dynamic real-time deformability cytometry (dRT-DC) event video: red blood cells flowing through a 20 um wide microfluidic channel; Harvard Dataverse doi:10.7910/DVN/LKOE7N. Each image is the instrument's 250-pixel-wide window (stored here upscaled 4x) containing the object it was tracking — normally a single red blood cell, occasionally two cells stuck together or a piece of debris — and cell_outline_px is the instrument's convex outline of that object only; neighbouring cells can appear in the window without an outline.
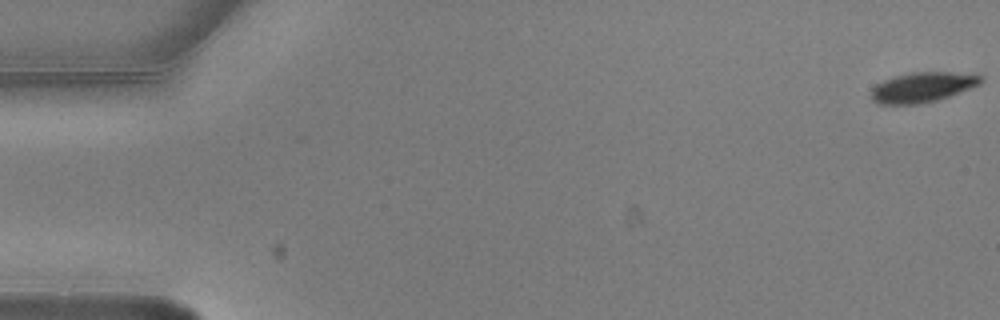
{"species": "common noctule bat (a hibernating species)", "species_latin": "Nyctalus noctula", "temperature_condition": "warm", "stored_images_in_passage": 5, "camera_frame_rate_fps": 3000, "um_per_image_px": 0.085, "animal": {"sex": "male", "body_mass_g": 20.5, "forearm_length_mm": 52.5}, "frame": {"image": 1, "passage_image": 1, "time_ms": 0.0, "image_size_px": [1000, 320], "cell_outline_px": [[984, 80], [980, 84], [948, 96], [936, 100], [916, 104], [880, 104], [872, 100], [872, 88], [876, 84], [892, 76], [908, 72], [952, 72], [984, 76]], "centroid_in_image_um": [78.39, 7.4], "position_along_channel_um": 6.6, "area_um2": 19.07}}
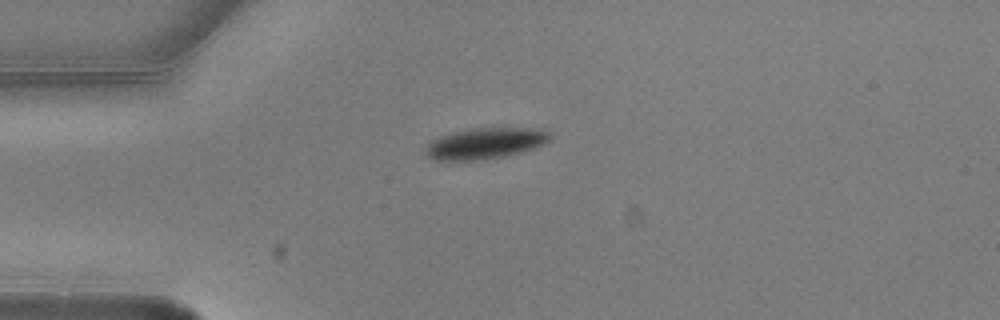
{"frame": {"image": 2, "passage_image": 5, "time_ms": 1.333, "image_size_px": [1000, 320], "cell_outline_px": [[552, 136], [544, 144], [520, 152], [484, 160], [436, 160], [428, 156], [424, 152], [424, 148], [432, 140], [440, 136], [452, 132], [472, 128], [544, 128]], "centroid_in_image_um": [41.23, 12.17], "position_along_channel_um": 43.8, "area_um2": 22.48}}